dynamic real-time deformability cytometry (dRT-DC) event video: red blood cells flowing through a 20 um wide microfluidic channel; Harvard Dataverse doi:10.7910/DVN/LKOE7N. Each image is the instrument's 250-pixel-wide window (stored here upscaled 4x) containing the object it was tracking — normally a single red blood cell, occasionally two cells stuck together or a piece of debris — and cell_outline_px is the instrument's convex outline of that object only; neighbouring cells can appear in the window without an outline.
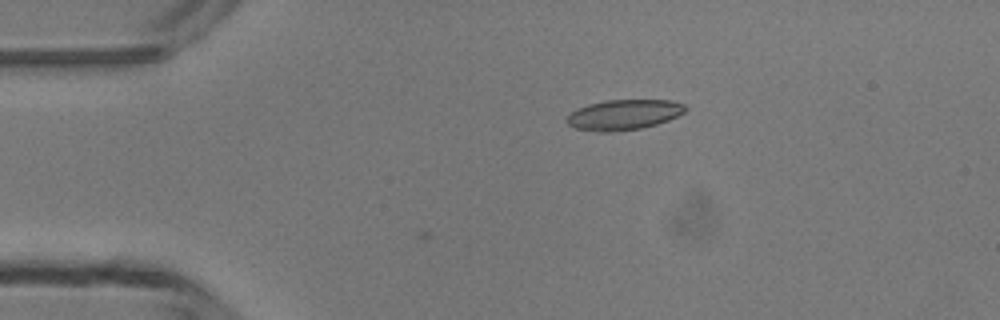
{"species": "common noctule bat (a hibernating species)", "species_latin": "Nyctalus noctula", "temperature_condition": "room temperature", "stored_images_in_passage": 2, "camera_frame_rate_fps": 3000, "um_per_image_px": 0.085, "animal": {"sex": "male", "body_mass_g": 13.3}, "frame": {"image": 1, "passage_image": 2, "time_ms": 0.333, "image_size_px": [1000, 320], "cell_outline_px": [[688, 108], [684, 112], [668, 120], [656, 124], [640, 128], [612, 132], [600, 132], [576, 128], [568, 124], [568, 116], [576, 108], [588, 104], [608, 100], [672, 100], [684, 104]], "centroid_in_image_um": [53.04, 9.74], "position_along_channel_um": 32.0, "area_um2": 20.75}}